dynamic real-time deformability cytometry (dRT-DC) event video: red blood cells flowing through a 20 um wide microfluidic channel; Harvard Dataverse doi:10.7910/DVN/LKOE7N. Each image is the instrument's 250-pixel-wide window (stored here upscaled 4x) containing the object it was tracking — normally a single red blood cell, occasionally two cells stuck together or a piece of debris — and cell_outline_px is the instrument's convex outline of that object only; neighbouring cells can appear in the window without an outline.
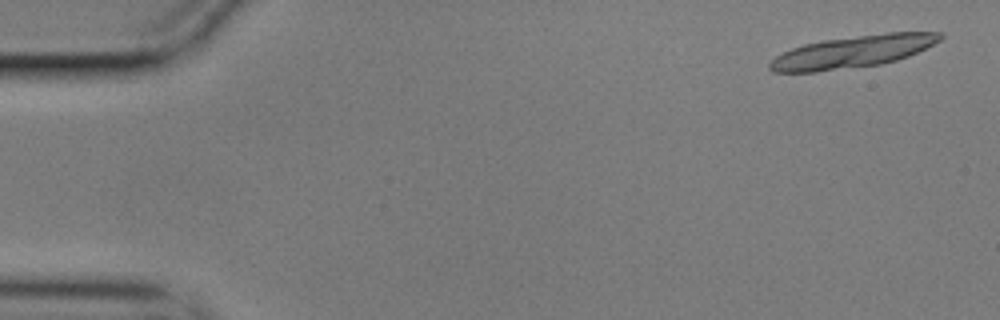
{"species": "common noctule bat (a hibernating species)", "species_latin": "Nyctalus noctula", "temperature_condition": "cold", "stored_images_in_passage": 3, "camera_frame_rate_fps": 3000, "um_per_image_px": 0.085, "animal": {"sex": "male", "body_mass_g": 17.9}, "frame": {"image": 1, "passage_image": 1, "time_ms": 0.0, "image_size_px": [1000, 320], "cell_outline_px": [[944, 36], [940, 40], [908, 56], [896, 60], [880, 64], [816, 72], [772, 72], [768, 68], [768, 64], [776, 56], [792, 48], [804, 44], [820, 40], [888, 32], [944, 32]], "centroid_in_image_um": [72.46, 4.39], "position_along_channel_um": 12.5, "area_um2": 31.79}}